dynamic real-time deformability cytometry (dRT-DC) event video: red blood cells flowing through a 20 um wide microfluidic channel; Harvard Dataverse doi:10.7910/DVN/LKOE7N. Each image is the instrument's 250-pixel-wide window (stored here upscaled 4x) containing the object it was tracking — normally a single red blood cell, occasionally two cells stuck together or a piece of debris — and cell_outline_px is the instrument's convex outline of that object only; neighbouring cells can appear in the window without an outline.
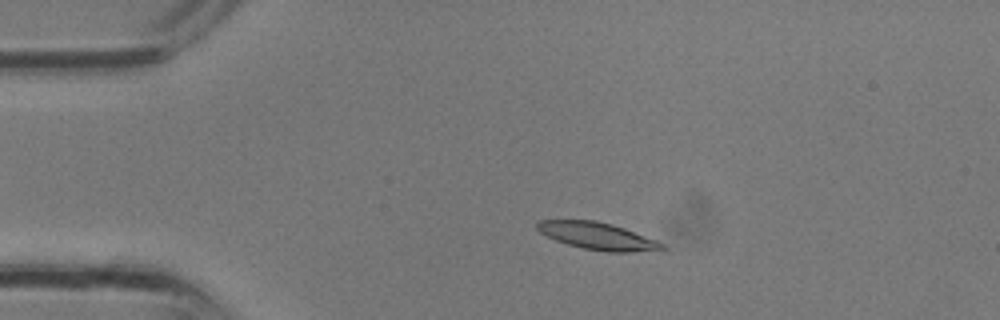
{"species": "common noctule bat (a hibernating species)", "species_latin": "Nyctalus noctula", "temperature_condition": "room temperature", "stored_images_in_passage": 27, "camera_frame_rate_fps": 3000, "um_per_image_px": 0.085, "animal": {"sex": "male", "body_mass_g": 13.3}, "frame": {"image": 1, "passage_image": 1, "time_ms": 0.0, "image_size_px": [1000, 320], "cell_outline_px": [[668, 248], [664, 252], [608, 252], [584, 248], [568, 244], [556, 240], [540, 232], [536, 228], [536, 220], [596, 220], [612, 224], [624, 228], [656, 240], [664, 244]], "centroid_in_image_um": [50.89, 20.08], "position_along_channel_um": 34.1, "area_um2": 20.06}}
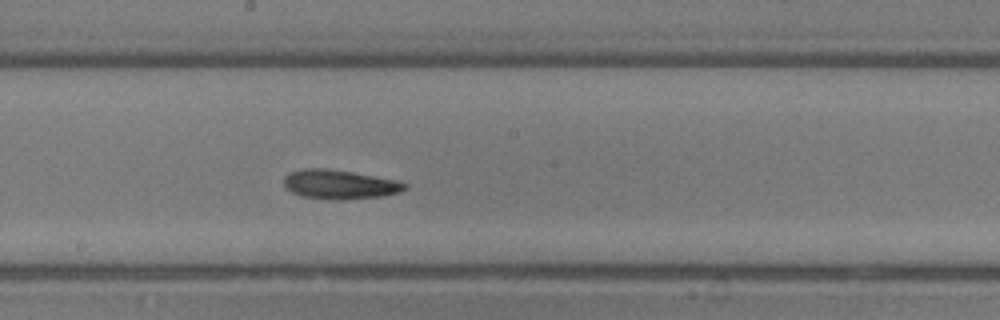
{"frame": {"image": 2, "passage_image": 12, "time_ms": 3.667, "image_size_px": [1000, 320], "cell_outline_px": [[408, 188], [400, 192], [384, 196], [336, 200], [300, 196], [284, 188], [284, 176], [288, 172], [304, 168], [328, 168], [352, 172], [396, 180], [408, 184]], "centroid_in_image_um": [28.84, 15.67], "position_along_channel_um": 219.4, "area_um2": 20.75}}
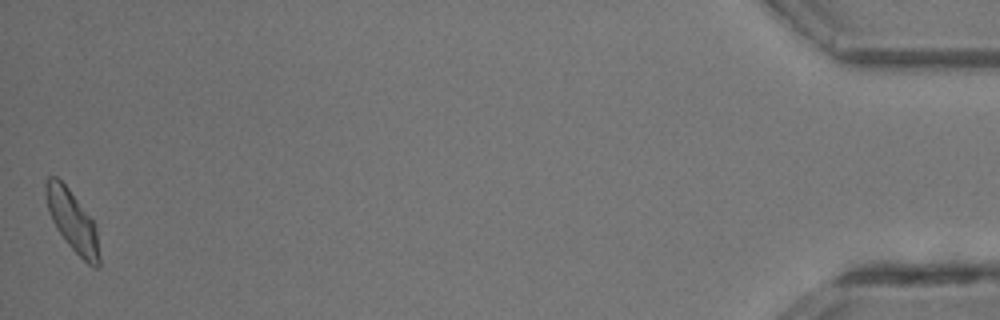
{"frame": {"image": 3, "passage_image": 27, "time_ms": 8.667, "image_size_px": [1000, 320], "cell_outline_px": [[100, 264], [96, 268], [92, 268], [68, 244], [56, 228], [48, 212], [44, 192], [44, 184], [48, 176], [56, 176], [68, 188], [92, 220], [96, 232], [100, 256]], "centroid_in_image_um": [6.12, 18.78], "position_along_channel_um": 429.1, "area_um2": 18.73}}